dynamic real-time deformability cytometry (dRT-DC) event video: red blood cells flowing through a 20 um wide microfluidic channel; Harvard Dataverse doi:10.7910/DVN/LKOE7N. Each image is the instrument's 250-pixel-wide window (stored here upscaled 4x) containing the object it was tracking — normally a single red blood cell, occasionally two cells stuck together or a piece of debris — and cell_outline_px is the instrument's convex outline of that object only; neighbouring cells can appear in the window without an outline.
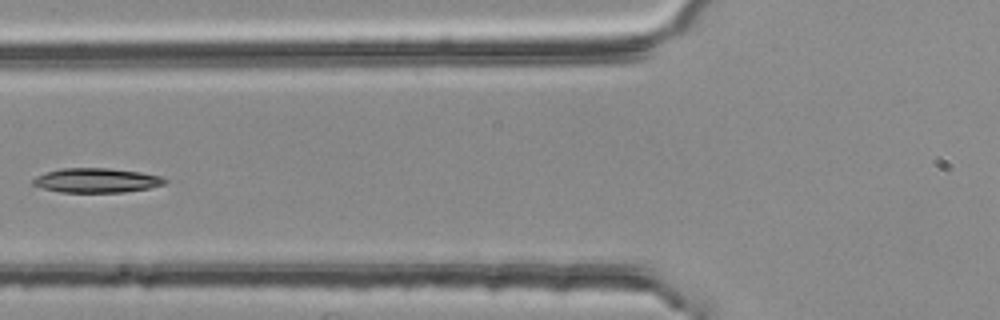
{"species": "common noctule bat (a hibernating species)", "species_latin": "Nyctalus noctula", "temperature_condition": "room temperature", "stored_images_in_passage": 3, "camera_frame_rate_fps": 3000, "um_per_image_px": 0.085, "animal": {"sex": "female", "body_mass_g": 25.1}, "frame": {"image": 1, "passage_image": 3, "time_ms": 0.667, "image_size_px": [1000, 320], "cell_outline_px": [[168, 180], [164, 184], [148, 188], [124, 192], [60, 192], [40, 188], [32, 184], [32, 180], [36, 176], [60, 168], [108, 168], [140, 172], [164, 176]], "centroid_in_image_um": [8.21, 15.33], "position_along_channel_um": 117.6, "area_um2": 18.84}}